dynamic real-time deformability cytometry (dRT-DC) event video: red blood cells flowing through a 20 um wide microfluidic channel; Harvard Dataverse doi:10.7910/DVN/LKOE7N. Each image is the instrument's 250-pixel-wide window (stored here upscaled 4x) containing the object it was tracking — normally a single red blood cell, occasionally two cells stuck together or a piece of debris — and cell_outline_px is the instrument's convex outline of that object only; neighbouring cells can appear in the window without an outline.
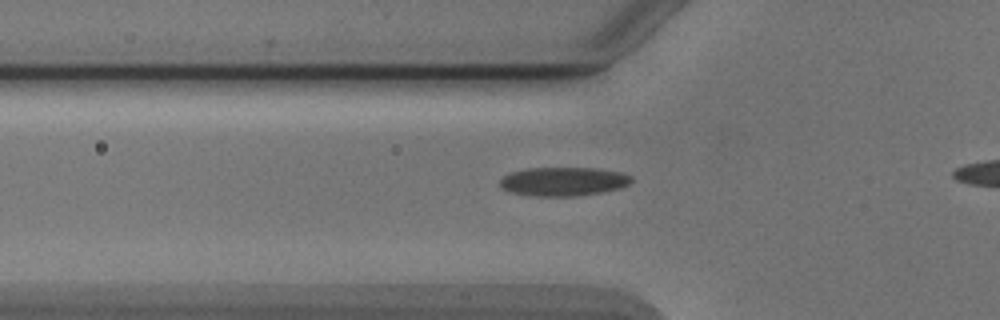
{"species": "Egyptian fruit bat (a non-hibernating species)", "species_latin": "Rousettus aegyptiacus", "temperature_condition": "cold", "stored_images_in_passage": 31, "camera_frame_rate_fps": 3000, "um_per_image_px": 0.085, "animal": {"sex": "male"}, "frame": {"image": 1, "passage_image": 3, "time_ms": 0.667, "image_size_px": [1000, 320], "cell_outline_px": [[632, 180], [628, 184], [620, 188], [600, 192], [576, 196], [536, 196], [508, 192], [500, 184], [500, 180], [504, 176], [512, 172], [528, 168], [596, 168], [624, 172], [632, 176]], "centroid_in_image_um": [47.92, 15.42], "position_along_channel_um": 77.9, "area_um2": 22.02}}
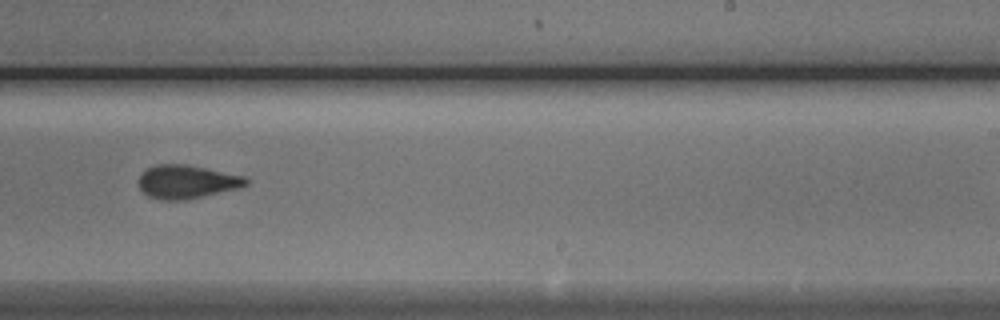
{"frame": {"image": 2, "passage_image": 18, "time_ms": 5.667, "image_size_px": [1000, 320], "cell_outline_px": [[248, 184], [236, 188], [204, 196], [184, 200], [160, 200], [148, 196], [140, 188], [140, 176], [148, 168], [156, 164], [184, 164], [244, 176], [248, 180]], "centroid_in_image_um": [15.86, 15.46], "position_along_channel_um": 273.1, "area_um2": 20.52}}
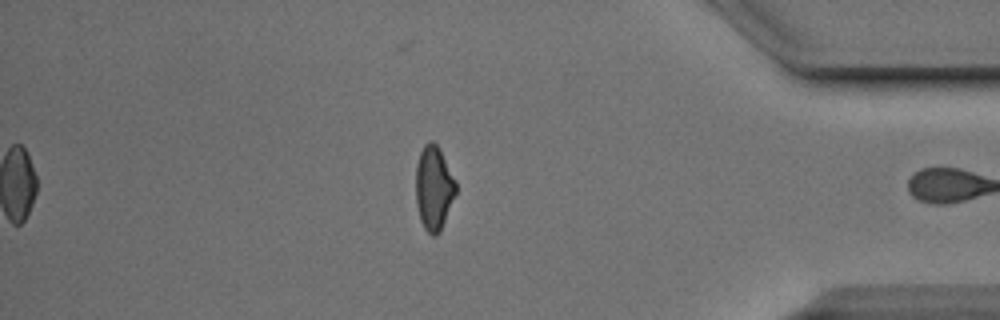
{"frame": {"image": 3, "passage_image": 30, "time_ms": 9.667, "image_size_px": [1000, 320], "cell_outline_px": [[456, 192], [440, 232], [436, 236], [432, 236], [424, 228], [420, 220], [416, 204], [416, 164], [420, 152], [424, 144], [428, 140], [432, 140], [440, 148], [456, 180]], "centroid_in_image_um": [36.87, 15.95], "position_along_channel_um": 398.3, "area_um2": 19.83}, "authors_computed_cell_mechanics": {"area_um2": 21.0392, "velocity_mm_per_s": 3.9039, "shape_relaxation_time_tau1_ms": 4.4582, "shape_relaxation_time_tau2_ms": 2.3308, "deformation_change_tau1": 0.1513, "deformation_change_tau2": 0.0879}}